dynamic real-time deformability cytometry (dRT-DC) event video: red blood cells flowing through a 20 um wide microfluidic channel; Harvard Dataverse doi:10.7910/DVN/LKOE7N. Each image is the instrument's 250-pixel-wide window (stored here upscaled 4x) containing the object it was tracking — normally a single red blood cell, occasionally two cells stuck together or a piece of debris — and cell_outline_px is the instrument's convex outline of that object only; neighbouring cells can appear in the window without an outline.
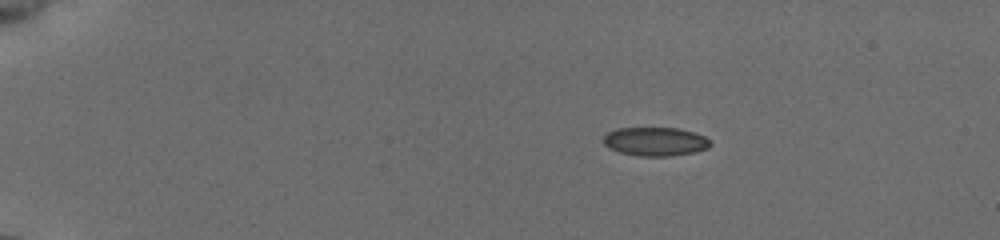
{"species": "common noctule bat (a hibernating species)", "species_latin": "Nyctalus noctula", "temperature_condition": "cold", "stored_images_in_passage": 46, "camera_frame_rate_fps": 3000, "um_per_image_px": 0.085, "animal": {"sex": "female", "body_mass_g": 19.5, "forearm_length_mm": 54.1}, "frame": {"image": 1, "passage_image": 2, "time_ms": 0.333, "image_size_px": [1000, 240], "cell_outline_px": [[712, 144], [708, 148], [692, 152], [672, 156], [640, 156], [620, 152], [608, 148], [600, 140], [608, 132], [616, 128], [680, 128], [704, 136], [712, 140]], "centroid_in_image_um": [55.68, 12.02], "position_along_channel_um": 29.3, "area_um2": 18.03}}
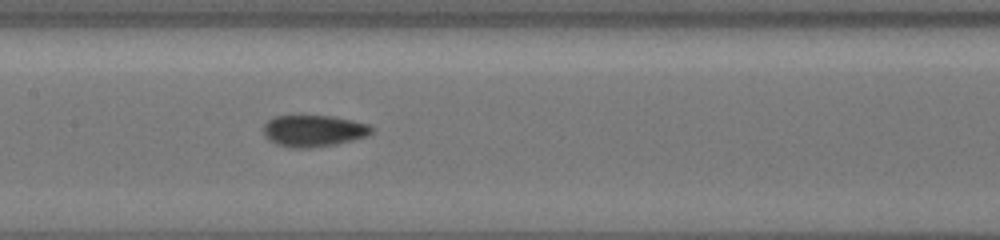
{"frame": {"image": 2, "passage_image": 21, "time_ms": 6.667, "image_size_px": [1000, 240], "cell_outline_px": [[376, 128], [368, 136], [336, 144], [308, 148], [292, 148], [276, 144], [268, 140], [264, 136], [264, 124], [268, 120], [276, 116], [332, 116], [372, 124]], "centroid_in_image_um": [26.7, 11.12], "position_along_channel_um": 180.7, "area_um2": 20.11}}
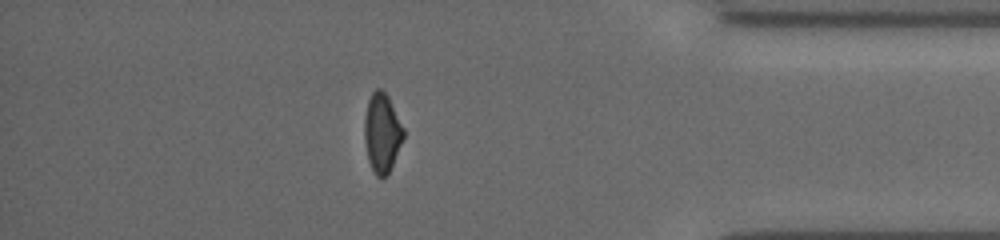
{"frame": {"image": 3, "passage_image": 40, "time_ms": 13.0, "image_size_px": [1000, 240], "cell_outline_px": [[404, 136], [392, 164], [388, 172], [384, 176], [376, 176], [372, 172], [368, 160], [364, 140], [364, 116], [368, 100], [372, 92], [376, 88], [380, 88], [388, 96], [404, 128]], "centroid_in_image_um": [32.44, 11.26], "position_along_channel_um": 402.8, "area_um2": 17.92}, "authors_computed_cell_mechanics": {"area_um2": 18.9006, "velocity_mm_per_s": 3.8891, "shape_relaxation_time_tau1_ms": 4.4369, "shape_relaxation_time_tau2_ms": 2.0925, "deformation_change_tau1": 0.1203, "deformation_change_tau2": 0.058}}